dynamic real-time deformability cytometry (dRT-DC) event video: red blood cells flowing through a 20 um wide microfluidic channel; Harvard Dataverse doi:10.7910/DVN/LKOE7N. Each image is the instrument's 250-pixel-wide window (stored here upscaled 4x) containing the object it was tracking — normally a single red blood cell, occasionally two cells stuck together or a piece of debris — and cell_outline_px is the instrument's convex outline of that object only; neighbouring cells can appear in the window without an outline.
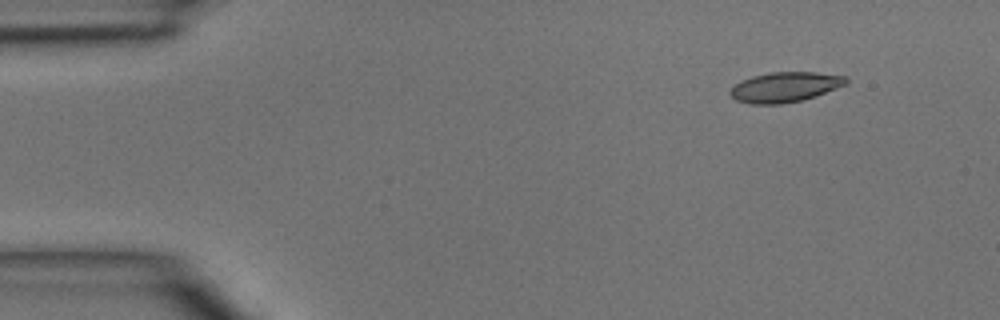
{"species": "common noctule bat (a hibernating species)", "species_latin": "Nyctalus noctula", "temperature_condition": "room temperature", "stored_images_in_passage": 3, "camera_frame_rate_fps": 3000, "um_per_image_px": 0.085, "animal": {"sex": "male", "body_mass_g": 15.6}, "frame": {"image": 1, "passage_image": 1, "time_ms": 0.0, "image_size_px": [1000, 320], "cell_outline_px": [[848, 84], [816, 96], [804, 100], [780, 104], [752, 104], [736, 100], [728, 92], [740, 80], [752, 76], [768, 72], [816, 72], [848, 76]], "centroid_in_image_um": [66.75, 7.39], "position_along_channel_um": 18.2, "area_um2": 20.52}}
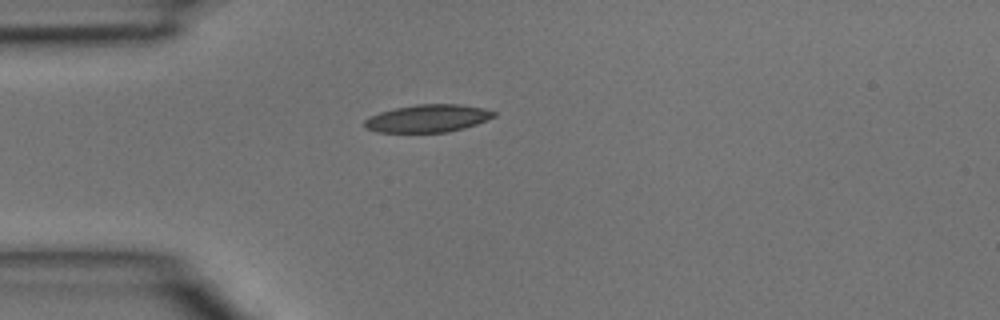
{"frame": {"image": 2, "passage_image": 3, "time_ms": 0.667, "image_size_px": [1000, 320], "cell_outline_px": [[496, 116], [476, 124], [464, 128], [448, 132], [376, 132], [364, 128], [364, 120], [368, 116], [380, 112], [396, 108], [416, 104], [460, 104], [484, 108], [496, 112]], "centroid_in_image_um": [36.34, 10.06], "position_along_channel_um": 48.7, "area_um2": 20.92}}